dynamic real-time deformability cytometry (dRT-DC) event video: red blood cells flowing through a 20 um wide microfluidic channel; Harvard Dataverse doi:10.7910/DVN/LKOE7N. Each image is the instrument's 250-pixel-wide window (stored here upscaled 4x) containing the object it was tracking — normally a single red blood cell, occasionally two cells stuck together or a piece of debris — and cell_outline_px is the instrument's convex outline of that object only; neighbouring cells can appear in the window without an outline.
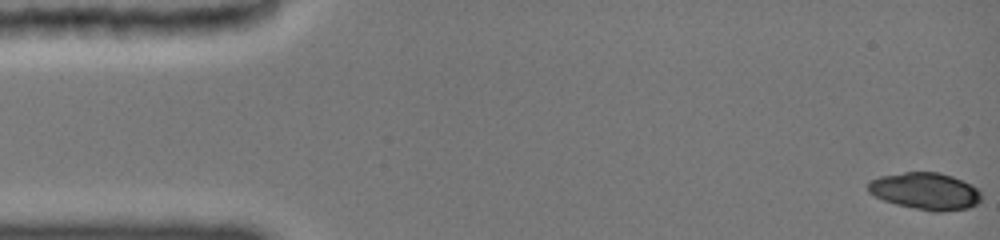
{"species": "common noctule bat (a hibernating species)", "species_latin": "Nyctalus noctula", "temperature_condition": "cold", "stored_images_in_passage": 64, "camera_frame_rate_fps": 3000, "um_per_image_px": 0.085, "animal": {"sex": "female", "body_mass_g": 19.0, "forearm_length_mm": 51.5}, "frame": {"image": 1, "passage_image": 1, "time_ms": 0.0, "image_size_px": [1000, 240], "cell_outline_px": [[980, 200], [976, 204], [968, 208], [944, 212], [932, 212], [896, 204], [884, 200], [868, 192], [868, 180], [880, 176], [904, 172], [940, 172], [952, 176], [972, 184], [980, 192]], "centroid_in_image_um": [78.65, 16.24], "position_along_channel_um": 6.3, "area_um2": 24.51}}
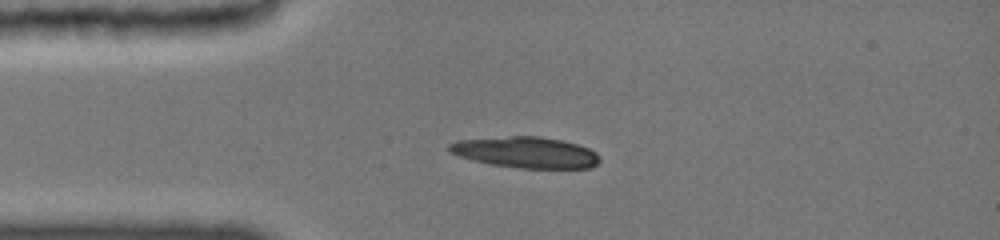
{"frame": {"image": 2, "passage_image": 16, "time_ms": 3.667, "image_size_px": [1000, 240], "cell_outline_px": [[600, 160], [592, 168], [520, 168], [488, 164], [472, 160], [448, 152], [448, 144], [460, 140], [508, 136], [536, 136], [560, 140], [576, 144], [588, 148], [596, 152], [600, 156]], "centroid_in_image_um": [44.69, 12.96], "position_along_channel_um": 40.3, "area_um2": 27.22}}